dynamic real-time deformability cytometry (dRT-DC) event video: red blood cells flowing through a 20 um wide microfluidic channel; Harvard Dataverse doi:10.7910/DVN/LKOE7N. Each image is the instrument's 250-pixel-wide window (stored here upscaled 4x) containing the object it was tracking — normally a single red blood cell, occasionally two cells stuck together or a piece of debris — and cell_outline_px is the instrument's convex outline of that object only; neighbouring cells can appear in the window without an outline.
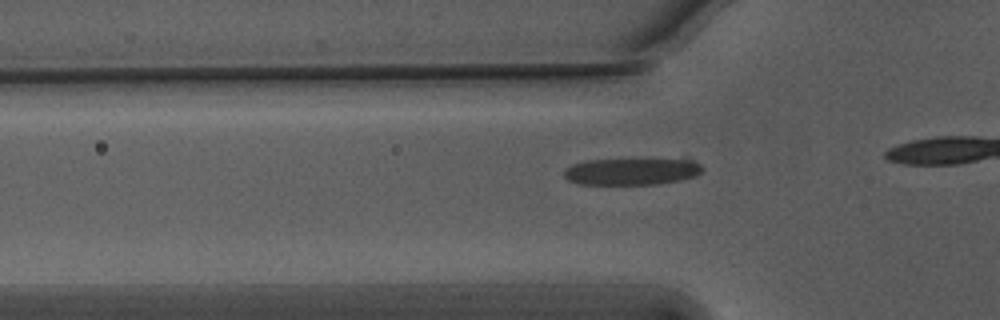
{"species": "Egyptian fruit bat (a non-hibernating species)", "species_latin": "Rousettus aegyptiacus", "temperature_condition": "warm", "stored_images_in_passage": 12, "camera_frame_rate_fps": 3000, "um_per_image_px": 0.085, "animal": {"sex": "male"}, "frame": {"image": 1, "passage_image": 6, "time_ms": 1.667, "image_size_px": [1000, 320], "cell_outline_px": [[704, 168], [696, 176], [680, 180], [656, 184], [576, 184], [568, 180], [564, 176], [564, 172], [572, 164], [588, 160], [692, 160], [700, 164]], "centroid_in_image_um": [53.68, 14.59], "position_along_channel_um": 72.1, "area_um2": 21.27}}
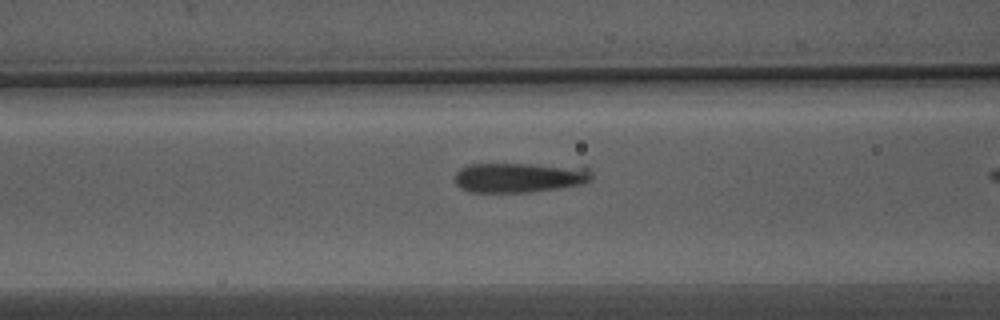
{"frame": {"image": 2, "passage_image": 10, "time_ms": 3.0, "image_size_px": [1000, 320], "cell_outline_px": [[592, 180], [584, 184], [532, 192], [468, 192], [460, 188], [456, 184], [456, 172], [460, 168], [468, 164], [528, 164], [588, 168], [592, 172]], "centroid_in_image_um": [44.13, 15.1], "position_along_channel_um": 122.5, "area_um2": 23.81}}